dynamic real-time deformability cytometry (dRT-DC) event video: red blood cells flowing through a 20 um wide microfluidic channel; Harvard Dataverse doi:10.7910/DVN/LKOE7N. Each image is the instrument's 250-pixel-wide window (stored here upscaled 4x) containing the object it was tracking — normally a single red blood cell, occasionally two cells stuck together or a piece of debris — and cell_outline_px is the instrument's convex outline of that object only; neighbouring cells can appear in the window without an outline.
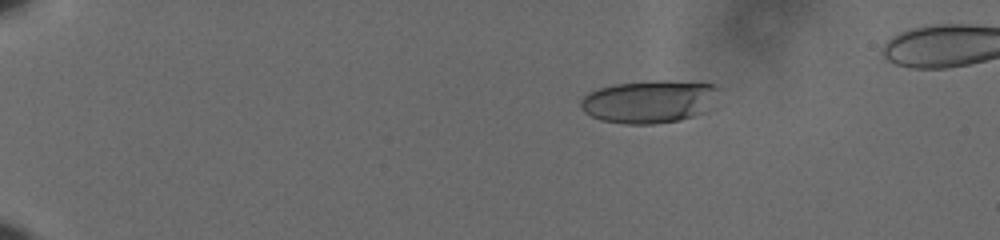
{"species": "human", "species_latin": "Homo sapiens", "temperature_condition": "cold", "stored_images_in_passage": 61, "camera_frame_rate_fps": 3000, "um_per_image_px": 0.085, "donor": {"sex": "male"}, "frame": {"image": 1, "passage_image": 13, "time_ms": 4.0, "image_size_px": [1000, 240], "cell_outline_px": [[720, 88], [704, 112], [680, 120], [656, 124], [624, 124], [600, 120], [584, 112], [580, 108], [580, 100], [588, 92], [600, 88], [616, 84], [652, 80], [664, 80], [716, 84]], "centroid_in_image_um": [55.14, 8.63], "position_along_channel_um": 29.9, "area_um2": 34.39}}
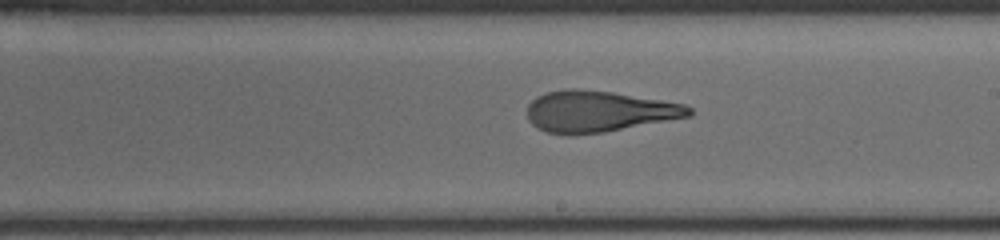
{"frame": {"image": 2, "passage_image": 39, "time_ms": 12.667, "image_size_px": [1000, 240], "cell_outline_px": [[692, 116], [600, 132], [568, 136], [548, 132], [536, 128], [528, 120], [528, 104], [536, 96], [548, 92], [564, 88], [576, 88], [612, 92], [684, 104], [692, 108]], "centroid_in_image_um": [50.84, 9.46], "position_along_channel_um": 238.2, "area_um2": 38.73}}
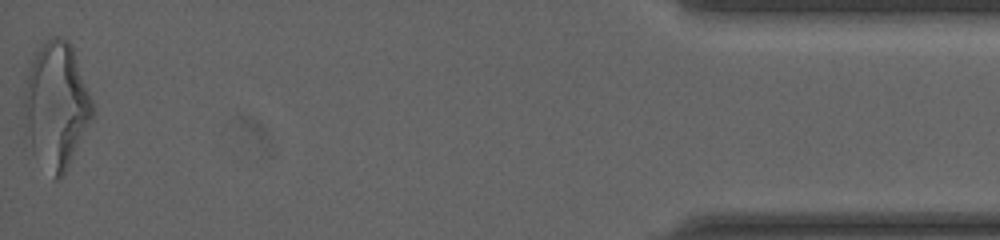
{"frame": {"image": 3, "passage_image": 61, "time_ms": 20.0, "image_size_px": [1000, 240], "cell_outline_px": [[92, 116], [64, 176], [60, 180], [52, 180], [32, 152], [24, 132], [24, 92], [32, 52], [52, 36], [60, 36], [68, 40], [72, 44], [92, 100]], "centroid_in_image_um": [4.74, 8.97], "position_along_channel_um": 430.5, "area_um2": 50.86}, "authors_computed_cell_mechanics": {"area_um2": 38.2636, "velocity_mm_per_s": 3.6332, "shape_relaxation_time_tau1_ms": 5.1957, "shape_relaxation_time_tau2_ms": 1.5435, "deformation_change_tau1": 0.2162, "deformation_change_tau2": 0.1215}}